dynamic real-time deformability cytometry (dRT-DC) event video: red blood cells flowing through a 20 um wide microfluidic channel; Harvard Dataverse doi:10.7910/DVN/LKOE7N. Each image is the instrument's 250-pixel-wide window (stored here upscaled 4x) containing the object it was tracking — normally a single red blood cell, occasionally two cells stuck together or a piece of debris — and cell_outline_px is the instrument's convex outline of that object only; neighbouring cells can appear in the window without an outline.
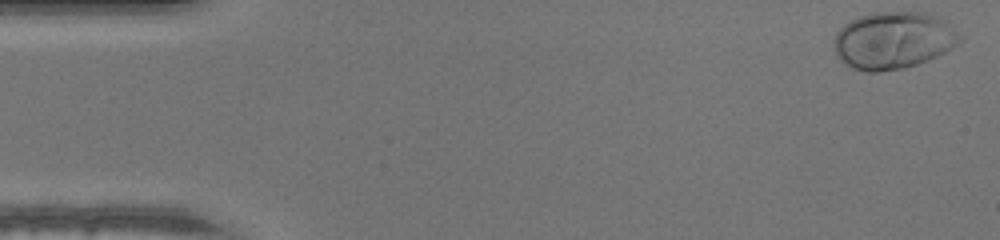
{"species": "human", "species_latin": "Homo sapiens", "temperature_condition": "warm", "stored_images_in_passage": 48, "camera_frame_rate_fps": 3000, "um_per_image_px": 0.085, "donor": {"sex": "male"}, "frame": {"image": 1, "passage_image": 1, "time_ms": 0.0, "image_size_px": [1000, 240], "cell_outline_px": [[964, 40], [944, 52], [928, 60], [904, 68], [880, 72], [864, 72], [852, 68], [840, 60], [832, 44], [836, 32], [844, 24], [860, 16], [872, 12], [924, 12], [944, 20], [964, 36]], "centroid_in_image_um": [75.93, 3.43], "position_along_channel_um": 9.1, "area_um2": 42.19}}
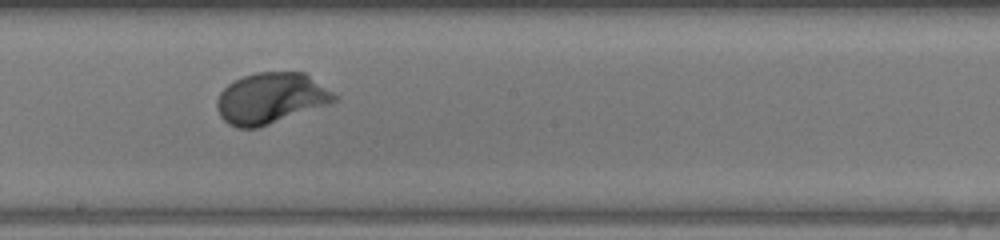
{"frame": {"image": 2, "passage_image": 26, "time_ms": 8.333, "image_size_px": [1000, 240], "cell_outline_px": [[340, 96], [336, 100], [328, 104], [256, 128], [236, 128], [228, 124], [220, 116], [216, 108], [216, 100], [220, 92], [228, 84], [244, 76], [256, 72], [304, 72]], "centroid_in_image_um": [23.0, 8.34], "position_along_channel_um": 225.2, "area_um2": 34.68}}
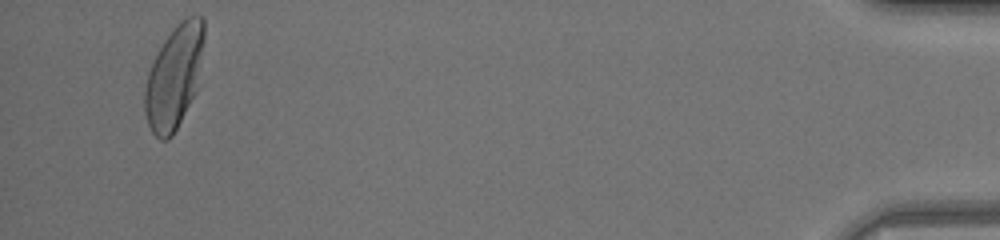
{"frame": {"image": 3, "passage_image": 46, "time_ms": 15.0, "image_size_px": [1000, 240], "cell_outline_px": [[204, 40], [196, 92], [172, 136], [168, 140], [160, 140], [152, 132], [148, 124], [144, 112], [144, 88], [148, 72], [164, 40], [176, 24], [180, 20], [188, 16], [200, 16], [204, 20]], "centroid_in_image_um": [14.79, 6.54], "position_along_channel_um": 420.4, "area_um2": 35.49}}